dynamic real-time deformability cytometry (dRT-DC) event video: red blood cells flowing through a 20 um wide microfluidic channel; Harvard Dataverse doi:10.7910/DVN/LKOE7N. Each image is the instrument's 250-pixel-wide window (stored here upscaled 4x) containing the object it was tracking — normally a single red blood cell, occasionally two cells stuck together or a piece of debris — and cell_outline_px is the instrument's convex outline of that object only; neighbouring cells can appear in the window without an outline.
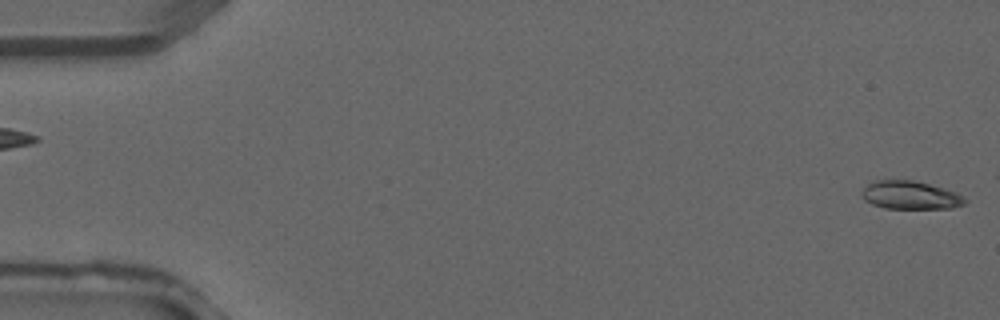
{"species": "common noctule bat (a hibernating species)", "species_latin": "Nyctalus noctula", "temperature_condition": "warm", "stored_images_in_passage": 4, "camera_frame_rate_fps": 3000, "um_per_image_px": 0.085, "animal": {"sex": "male", "forearm_length_mm": 52.5}, "frame": {"image": 1, "passage_image": 1, "time_ms": 0.0, "image_size_px": [1000, 320], "cell_outline_px": [[968, 200], [964, 204], [952, 208], [884, 208], [872, 204], [864, 200], [860, 196], [864, 188], [872, 180], [912, 180], [944, 188], [956, 192], [964, 196]], "centroid_in_image_um": [77.37, 16.59], "position_along_channel_um": 7.6, "area_um2": 16.99}}
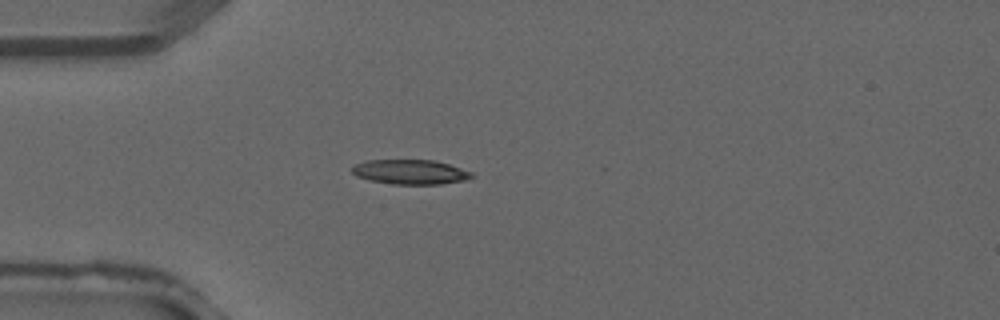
{"frame": {"image": 2, "passage_image": 4, "time_ms": 1.0, "image_size_px": [1000, 320], "cell_outline_px": [[476, 176], [464, 180], [440, 184], [392, 184], [368, 180], [356, 176], [352, 172], [352, 168], [356, 164], [364, 160], [432, 160], [448, 164], [472, 172]], "centroid_in_image_um": [34.86, 14.62], "position_along_channel_um": 50.1, "area_um2": 17.17}}